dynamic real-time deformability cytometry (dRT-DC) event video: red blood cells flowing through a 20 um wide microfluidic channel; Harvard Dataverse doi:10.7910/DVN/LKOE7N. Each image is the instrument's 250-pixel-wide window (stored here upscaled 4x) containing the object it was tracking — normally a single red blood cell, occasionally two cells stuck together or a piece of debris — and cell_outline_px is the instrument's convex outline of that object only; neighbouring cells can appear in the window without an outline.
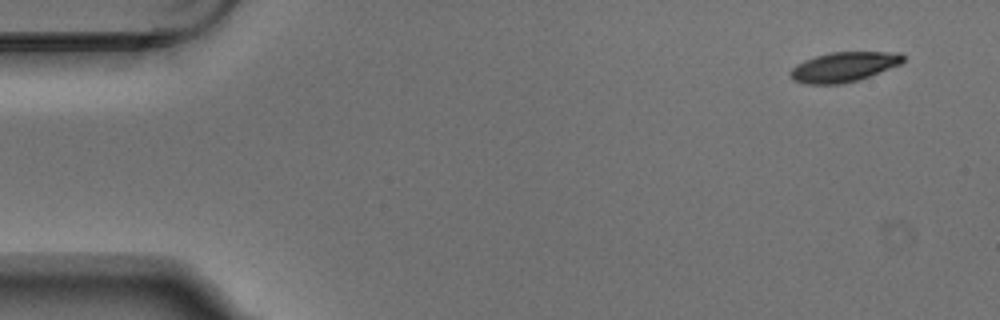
{"species": "Egyptian fruit bat (a non-hibernating species)", "species_latin": "Rousettus aegyptiacus", "temperature_condition": "warm", "stored_images_in_passage": 7, "camera_frame_rate_fps": 3000, "um_per_image_px": 0.085, "animal": {"sex": "male"}, "frame": {"image": 1, "passage_image": 1, "time_ms": 0.0, "image_size_px": [1000, 320], "cell_outline_px": [[904, 60], [900, 64], [868, 76], [856, 80], [840, 84], [804, 84], [792, 80], [788, 72], [796, 64], [804, 60], [816, 56], [832, 52], [900, 52], [904, 56]], "centroid_in_image_um": [71.67, 5.69], "position_along_channel_um": 13.3, "area_um2": 19.48}}
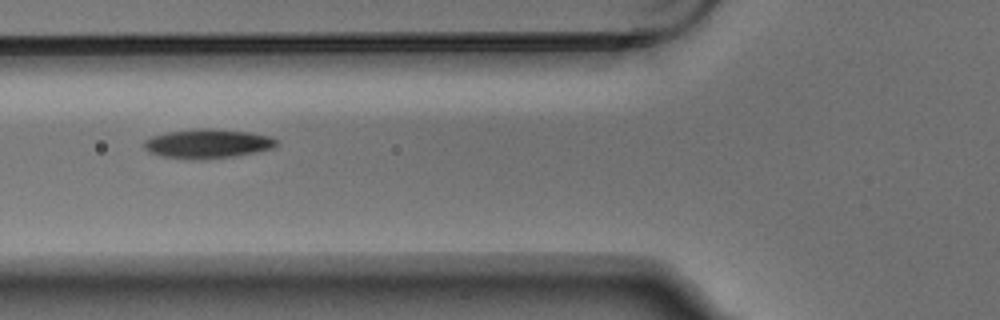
{"frame": {"image": 2, "passage_image": 6, "time_ms": 1.667, "image_size_px": [1000, 320], "cell_outline_px": [[280, 144], [272, 148], [256, 152], [236, 156], [204, 160], [192, 160], [160, 156], [148, 152], [144, 148], [144, 140], [152, 136], [168, 132], [200, 128], [212, 128], [248, 132], [272, 136]], "centroid_in_image_um": [17.65, 12.22], "position_along_channel_um": 108.2, "area_um2": 22.89}}
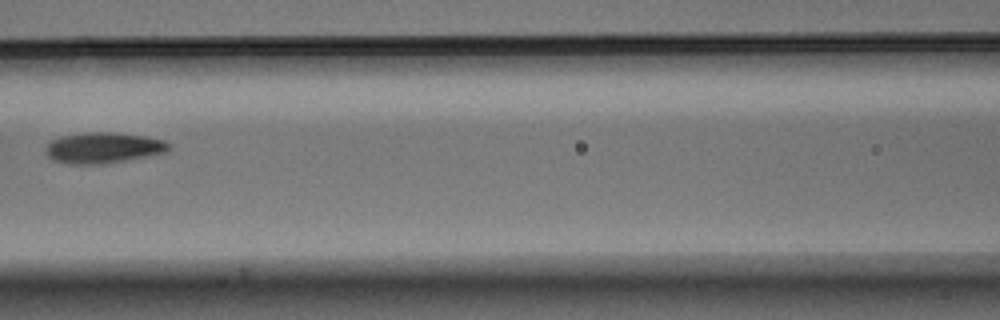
{"frame": {"image": 3, "passage_image": 7, "time_ms": 2.0, "image_size_px": [1000, 320], "cell_outline_px": [[172, 148], [168, 152], [148, 156], [100, 164], [68, 164], [52, 160], [44, 152], [44, 148], [52, 140], [60, 136], [84, 132], [112, 132], [144, 136], [164, 140], [172, 144]], "centroid_in_image_um": [8.78, 12.56], "position_along_channel_um": 157.8, "area_um2": 22.37}}